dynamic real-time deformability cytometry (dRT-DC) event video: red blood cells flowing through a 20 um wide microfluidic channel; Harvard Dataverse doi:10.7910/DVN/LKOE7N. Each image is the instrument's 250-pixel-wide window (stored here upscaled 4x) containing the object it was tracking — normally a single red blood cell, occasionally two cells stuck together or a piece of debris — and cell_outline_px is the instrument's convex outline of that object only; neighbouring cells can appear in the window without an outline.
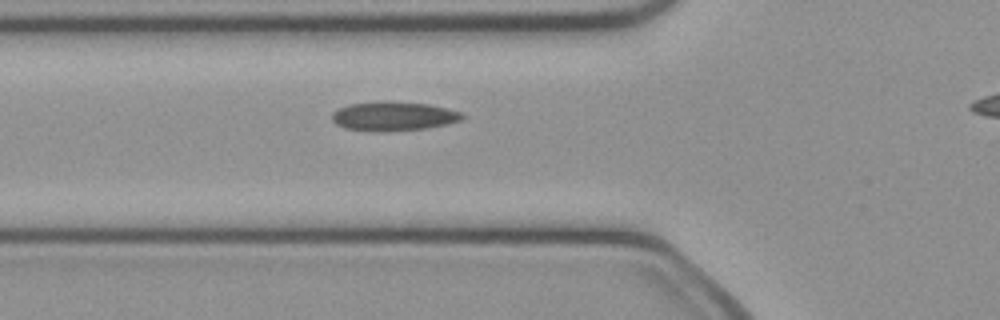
{"species": "common noctule bat (a hibernating species)", "species_latin": "Nyctalus noctula", "temperature_condition": "cold", "stored_images_in_passage": 32, "camera_frame_rate_fps": 3000, "um_per_image_px": 0.085, "animal": {"sex": "female", "body_mass_g": 21.9}, "frame": {"image": 1, "passage_image": 2, "time_ms": 0.333, "image_size_px": [1000, 320], "cell_outline_px": [[464, 116], [460, 120], [448, 124], [424, 128], [380, 132], [344, 128], [336, 124], [332, 120], [332, 112], [348, 104], [376, 100], [388, 100], [428, 104], [448, 108], [460, 112]], "centroid_in_image_um": [33.41, 9.85], "position_along_channel_um": 92.4, "area_um2": 22.37}}
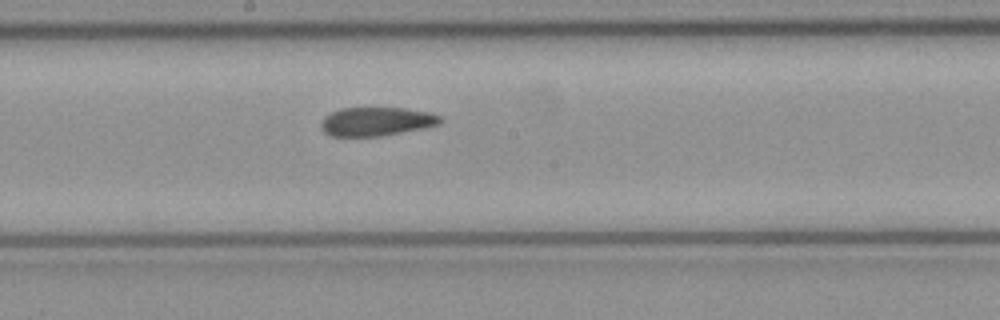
{"frame": {"image": 2, "passage_image": 11, "time_ms": 3.333, "image_size_px": [1000, 320], "cell_outline_px": [[444, 120], [440, 124], [380, 136], [332, 136], [324, 132], [320, 128], [320, 124], [324, 116], [340, 108], [404, 108], [428, 112], [444, 116]], "centroid_in_image_um": [31.99, 10.32], "position_along_channel_um": 216.2, "area_um2": 19.94}}
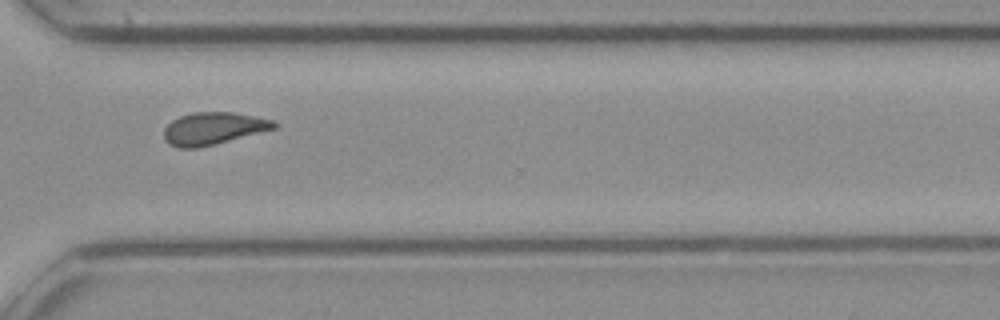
{"frame": {"image": 3, "passage_image": 21, "time_ms": 6.667, "image_size_px": [1000, 320], "cell_outline_px": [[280, 124], [276, 128], [196, 148], [176, 148], [168, 144], [164, 140], [164, 128], [172, 120], [180, 116], [192, 112], [232, 112], [256, 116], [272, 120]], "centroid_in_image_um": [18.1, 10.91], "position_along_channel_um": 352.5, "area_um2": 20.63}}